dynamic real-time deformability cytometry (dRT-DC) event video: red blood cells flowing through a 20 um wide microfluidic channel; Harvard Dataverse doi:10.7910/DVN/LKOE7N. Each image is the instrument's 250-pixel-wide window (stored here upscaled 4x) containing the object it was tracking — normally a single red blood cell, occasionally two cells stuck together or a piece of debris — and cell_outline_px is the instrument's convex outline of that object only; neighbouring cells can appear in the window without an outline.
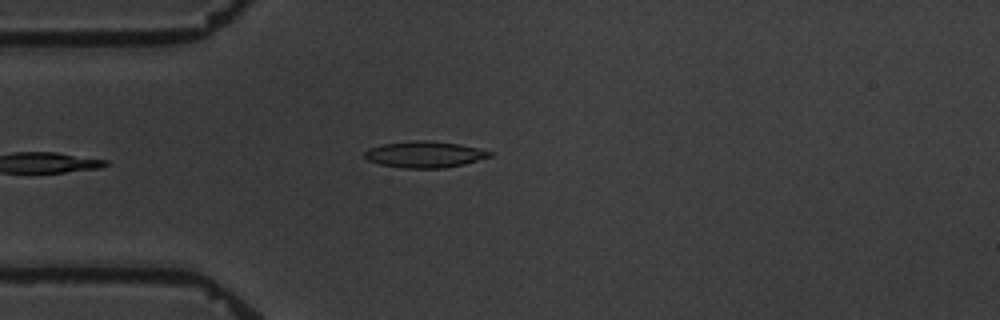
{"species": "common noctule bat (a hibernating species)", "species_latin": "Nyctalus noctula", "temperature_condition": "warm", "stored_images_in_passage": 4, "camera_frame_rate_fps": 3000, "um_per_image_px": 0.085, "animal": {"sex": "male", "body_mass_g": 19.5, "forearm_length_mm": 54.6}, "frame": {"image": 1, "passage_image": 4, "time_ms": 4.333, "image_size_px": [1000, 320], "cell_outline_px": [[492, 156], [464, 164], [444, 168], [404, 168], [380, 164], [368, 160], [364, 156], [364, 152], [368, 148], [384, 144], [412, 140], [428, 140], [460, 144], [492, 152]], "centroid_in_image_um": [36.08, 13.12], "position_along_channel_um": 48.9, "area_um2": 19.13}}